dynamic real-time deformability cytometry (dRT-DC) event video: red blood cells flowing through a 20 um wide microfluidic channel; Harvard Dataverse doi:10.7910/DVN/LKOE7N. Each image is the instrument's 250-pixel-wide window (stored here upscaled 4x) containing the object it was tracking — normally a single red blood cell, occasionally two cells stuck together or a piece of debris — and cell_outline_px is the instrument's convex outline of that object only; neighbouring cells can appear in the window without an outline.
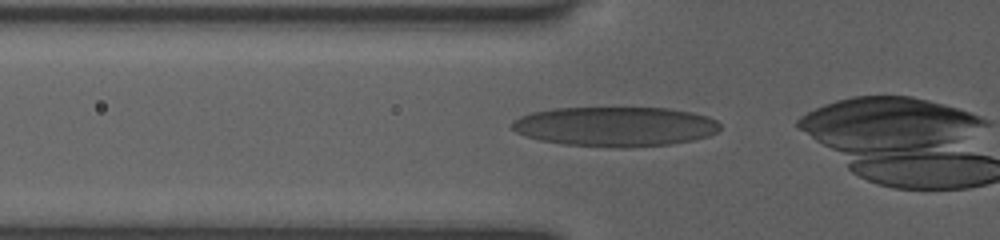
{"species": "human", "species_latin": "Homo sapiens", "temperature_condition": "room temperature", "stored_images_in_passage": 22, "camera_frame_rate_fps": 3000, "um_per_image_px": 0.085, "donor": {"sex": "female"}, "frame": {"image": 1, "passage_image": 13, "time_ms": 4.0, "image_size_px": [1000, 240], "cell_outline_px": [[720, 128], [716, 132], [708, 136], [692, 140], [668, 144], [624, 148], [616, 148], [564, 144], [540, 140], [524, 136], [516, 132], [512, 128], [512, 120], [520, 116], [532, 112], [552, 108], [668, 108], [692, 112], [708, 116], [716, 120], [720, 124]], "centroid_in_image_um": [52.27, 10.75], "position_along_channel_um": 73.5, "area_um2": 48.26}}
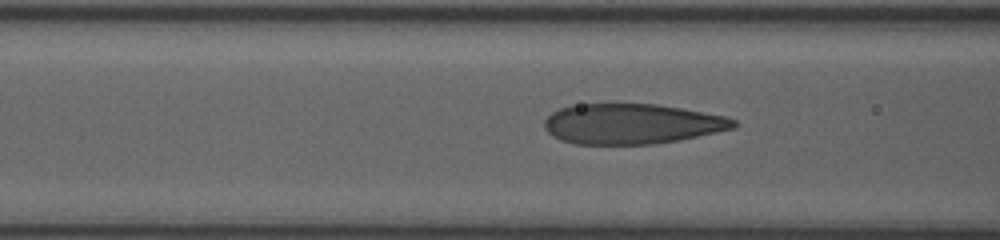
{"frame": {"image": 2, "passage_image": 16, "time_ms": 5.0, "image_size_px": [1000, 240], "cell_outline_px": [[736, 128], [680, 140], [652, 144], [576, 144], [560, 140], [552, 136], [544, 128], [544, 120], [552, 112], [560, 108], [572, 104], [656, 104], [680, 108], [724, 116], [736, 120]], "centroid_in_image_um": [53.67, 10.53], "position_along_channel_um": 112.9, "area_um2": 44.45}}
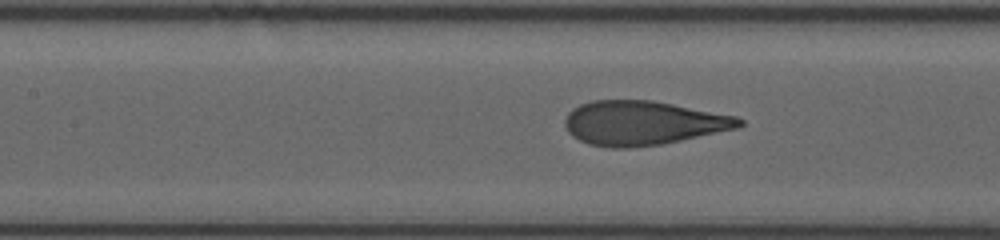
{"frame": {"image": 3, "passage_image": 19, "time_ms": 6.0, "image_size_px": [1000, 240], "cell_outline_px": [[744, 124], [740, 128], [660, 144], [628, 148], [612, 148], [588, 144], [572, 136], [568, 132], [564, 124], [564, 120], [568, 112], [572, 108], [580, 104], [592, 100], [652, 100], [736, 116], [744, 120]], "centroid_in_image_um": [54.63, 10.45], "position_along_channel_um": 152.8, "area_um2": 44.97}}